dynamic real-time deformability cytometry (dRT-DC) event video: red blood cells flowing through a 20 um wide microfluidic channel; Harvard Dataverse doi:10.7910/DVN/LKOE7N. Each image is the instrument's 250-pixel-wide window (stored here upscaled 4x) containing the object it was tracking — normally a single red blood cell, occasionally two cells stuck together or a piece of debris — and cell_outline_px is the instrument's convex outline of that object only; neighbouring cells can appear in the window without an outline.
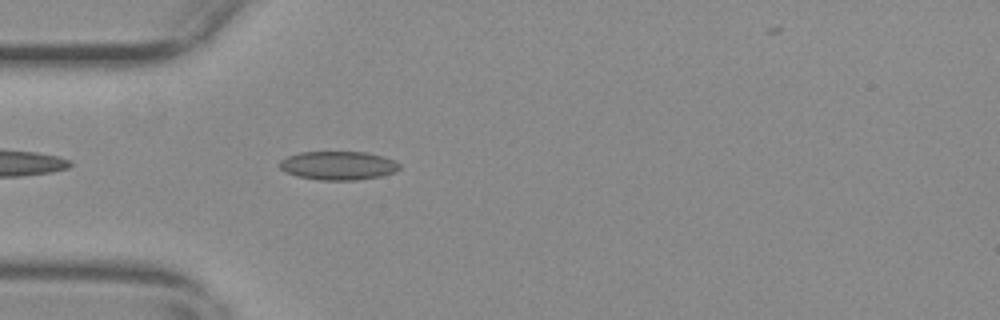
{"species": "common noctule bat (a hibernating species)", "species_latin": "Nyctalus noctula", "temperature_condition": "warm", "stored_images_in_passage": 37, "camera_frame_rate_fps": 3000, "um_per_image_px": 0.085, "animal": {"sex": "female", "body_mass_g": 29.2, "forearm_length_mm": 56.3}, "frame": {"image": 1, "passage_image": 3, "time_ms": 0.667, "image_size_px": [1000, 320], "cell_outline_px": [[400, 168], [392, 172], [380, 176], [356, 180], [320, 180], [296, 176], [280, 168], [280, 160], [288, 156], [300, 152], [364, 152], [384, 156], [396, 160], [400, 164]], "centroid_in_image_um": [28.76, 14.06], "position_along_channel_um": 56.2, "area_um2": 19.94}}
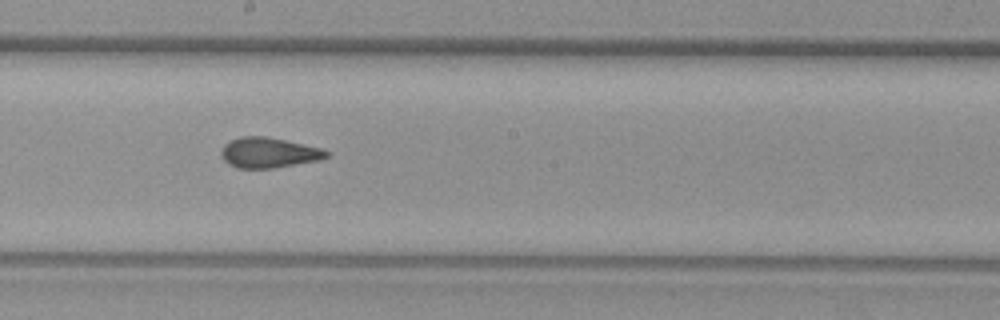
{"frame": {"image": 2, "passage_image": 17, "time_ms": 5.333, "image_size_px": [1000, 320], "cell_outline_px": [[328, 156], [320, 160], [272, 168], [236, 168], [228, 164], [220, 156], [220, 152], [224, 144], [240, 136], [264, 136], [284, 140], [320, 148], [328, 152]], "centroid_in_image_um": [22.78, 12.98], "position_along_channel_um": 225.4, "area_um2": 18.44}}
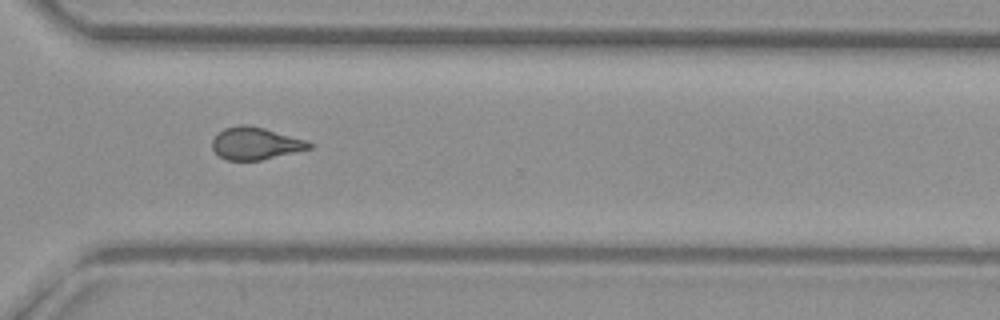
{"frame": {"image": 3, "passage_image": 27, "time_ms": 8.667, "image_size_px": [1000, 320], "cell_outline_px": [[312, 148], [296, 152], [260, 160], [228, 160], [220, 156], [212, 148], [212, 140], [224, 128], [240, 124], [248, 124], [264, 128], [308, 140], [312, 144]], "centroid_in_image_um": [21.74, 12.18], "position_along_channel_um": 348.9, "area_um2": 18.21}, "authors_computed_cell_mechanics": {"area_um2": 18.6116, "velocity_mm_per_s": 3.7153, "shape_relaxation_time_tau1_ms": null, "shape_relaxation_time_tau2_ms": 1.386, "deformation_change_tau1": null, "deformation_change_tau2": 0.0658}}